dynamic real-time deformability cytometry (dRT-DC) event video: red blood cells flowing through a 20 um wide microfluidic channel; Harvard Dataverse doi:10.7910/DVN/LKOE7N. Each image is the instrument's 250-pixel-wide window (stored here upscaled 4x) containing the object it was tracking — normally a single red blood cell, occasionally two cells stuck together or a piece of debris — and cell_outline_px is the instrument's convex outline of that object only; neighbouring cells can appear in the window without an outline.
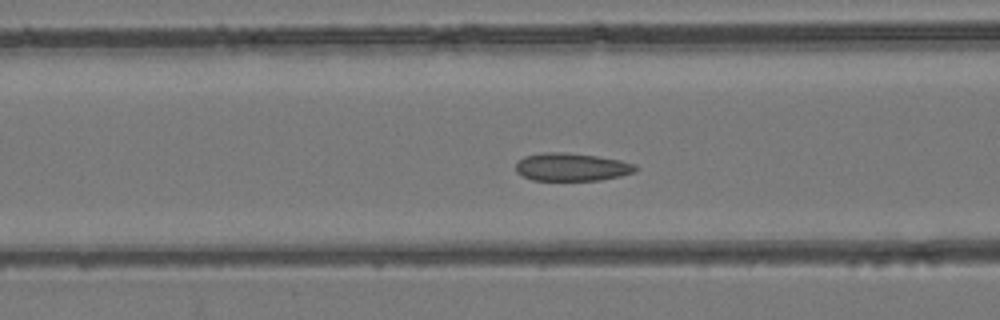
{"species": "common noctule bat (a hibernating species)", "species_latin": "Nyctalus noctula", "temperature_condition": "room temperature", "stored_images_in_passage": 51, "camera_frame_rate_fps": 3000, "um_per_image_px": 0.085, "animal": {"sex": "female", "body_mass_g": 24.6, "forearm_length_mm": 56.2}, "frame": {"image": 1, "passage_image": 20, "time_ms": 6.333, "image_size_px": [1000, 320], "cell_outline_px": [[640, 168], [636, 172], [620, 176], [600, 180], [532, 180], [516, 172], [516, 164], [524, 156], [544, 152], [564, 152], [596, 156], [620, 160], [636, 164]], "centroid_in_image_um": [48.63, 14.19], "position_along_channel_um": 118.0, "area_um2": 19.54}}
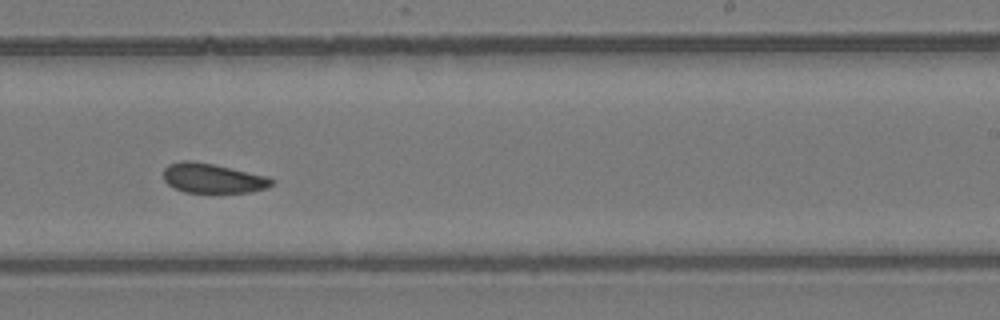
{"frame": {"image": 2, "passage_image": 31, "time_ms": 10.0, "image_size_px": [1000, 320], "cell_outline_px": [[276, 180], [268, 188], [252, 192], [184, 192], [168, 184], [164, 180], [164, 168], [168, 164], [180, 160], [192, 160], [212, 164], [268, 176]], "centroid_in_image_um": [18.1, 15.14], "position_along_channel_um": 270.9, "area_um2": 18.73}}
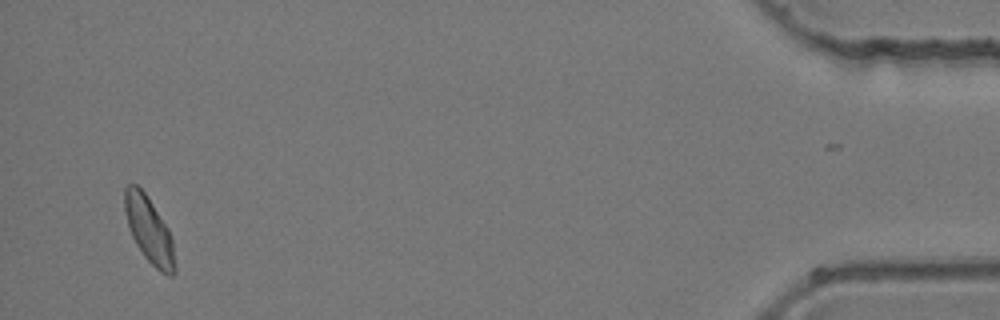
{"frame": {"image": 3, "passage_image": 48, "time_ms": 15.667, "image_size_px": [1000, 320], "cell_outline_px": [[176, 272], [172, 276], [168, 276], [160, 272], [144, 256], [136, 244], [132, 236], [124, 212], [124, 188], [128, 184], [136, 184], [144, 192], [168, 228], [172, 240], [176, 268]], "centroid_in_image_um": [12.67, 19.57], "position_along_channel_um": 422.5, "area_um2": 19.19}}